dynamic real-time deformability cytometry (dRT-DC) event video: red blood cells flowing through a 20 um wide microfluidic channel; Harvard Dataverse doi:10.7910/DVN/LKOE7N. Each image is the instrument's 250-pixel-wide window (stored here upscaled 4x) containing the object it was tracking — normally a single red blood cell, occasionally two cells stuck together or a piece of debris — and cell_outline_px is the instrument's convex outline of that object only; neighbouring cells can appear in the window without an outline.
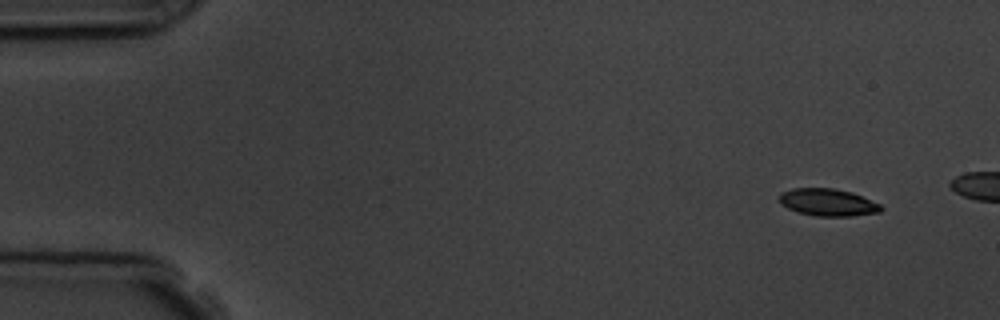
{"species": "common noctule bat (a hibernating species)", "species_latin": "Nyctalus noctula", "temperature_condition": "room temperature", "stored_images_in_passage": 4, "camera_frame_rate_fps": 3000, "um_per_image_px": 0.085, "animal": {"sex": "male", "body_mass_g": 19.5, "forearm_length_mm": 54.6}, "frame": {"image": 1, "passage_image": 1, "time_ms": 0.0, "image_size_px": [1000, 320], "cell_outline_px": [[884, 208], [880, 212], [852, 216], [816, 216], [800, 212], [788, 208], [780, 204], [780, 192], [792, 188], [832, 188], [852, 192], [880, 204]], "centroid_in_image_um": [70.37, 17.19], "position_along_channel_um": 14.6, "area_um2": 16.13}}